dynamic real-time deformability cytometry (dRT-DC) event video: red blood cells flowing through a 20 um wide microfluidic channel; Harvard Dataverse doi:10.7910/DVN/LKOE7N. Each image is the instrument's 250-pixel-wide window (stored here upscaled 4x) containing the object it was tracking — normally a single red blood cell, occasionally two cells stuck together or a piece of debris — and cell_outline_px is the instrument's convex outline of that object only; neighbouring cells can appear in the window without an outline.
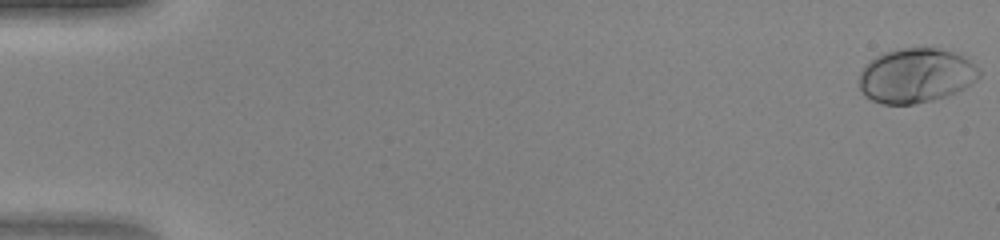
{"species": "human", "species_latin": "Homo sapiens", "temperature_condition": "warm", "stored_images_in_passage": 48, "camera_frame_rate_fps": 3000, "um_per_image_px": 0.085, "donor": {"sex": "female"}, "frame": {"image": 1, "passage_image": 1, "time_ms": 0.0, "image_size_px": [1000, 240], "cell_outline_px": [[980, 76], [972, 84], [948, 96], [916, 104], [884, 104], [872, 100], [864, 96], [860, 88], [860, 72], [868, 60], [884, 52], [904, 48], [936, 48], [952, 52], [968, 60], [980, 68]], "centroid_in_image_um": [77.84, 6.43], "position_along_channel_um": 7.2, "area_um2": 38.15}}
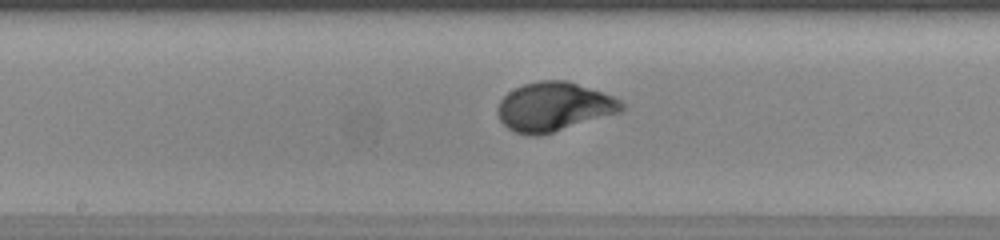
{"frame": {"image": 2, "passage_image": 26, "time_ms": 8.333, "image_size_px": [1000, 240], "cell_outline_px": [[624, 108], [620, 112], [540, 136], [528, 136], [516, 132], [508, 128], [500, 120], [496, 112], [496, 108], [500, 100], [508, 92], [524, 84], [540, 80], [568, 80], [604, 92], [620, 100], [624, 104]], "centroid_in_image_um": [47.07, 9.07], "position_along_channel_um": 201.1, "area_um2": 35.49}}
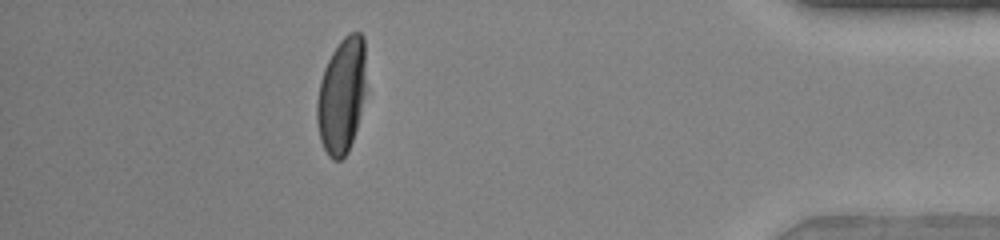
{"frame": {"image": 3, "passage_image": 43, "time_ms": 14.0, "image_size_px": [1000, 240], "cell_outline_px": [[364, 92], [356, 128], [348, 152], [340, 160], [332, 160], [328, 156], [320, 140], [316, 120], [316, 100], [320, 80], [324, 68], [332, 52], [340, 40], [348, 32], [360, 32], [364, 36]], "centroid_in_image_um": [29.0, 8.12], "position_along_channel_um": 406.2, "area_um2": 32.89}}